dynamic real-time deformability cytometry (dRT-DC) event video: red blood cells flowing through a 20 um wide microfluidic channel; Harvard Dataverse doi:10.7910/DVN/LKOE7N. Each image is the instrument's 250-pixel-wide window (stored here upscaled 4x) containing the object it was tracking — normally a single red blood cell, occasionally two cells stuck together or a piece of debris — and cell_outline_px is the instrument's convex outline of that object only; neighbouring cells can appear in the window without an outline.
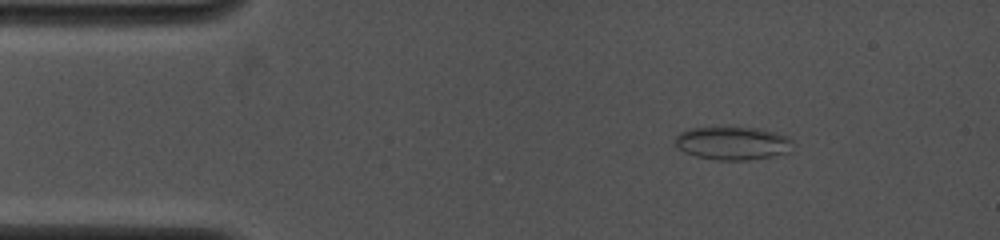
{"species": "common noctule bat (a hibernating species)", "species_latin": "Nyctalus noctula", "temperature_condition": "cold", "stored_images_in_passage": 34, "camera_frame_rate_fps": 4000, "um_per_image_px": 0.085, "animal": {"sex": "female", "body_mass_g": 19.0, "forearm_length_mm": 53.3}, "frame": {"image": 1, "passage_image": 1, "time_ms": 0.0, "image_size_px": [1000, 240], "cell_outline_px": [[792, 140], [788, 152], [772, 156], [748, 160], [716, 160], [696, 156], [684, 152], [676, 144], [676, 136], [680, 132], [688, 128], [724, 124], [756, 128], [776, 132], [788, 136]], "centroid_in_image_um": [62.23, 12.12], "position_along_channel_um": 22.8, "area_um2": 23.47}}
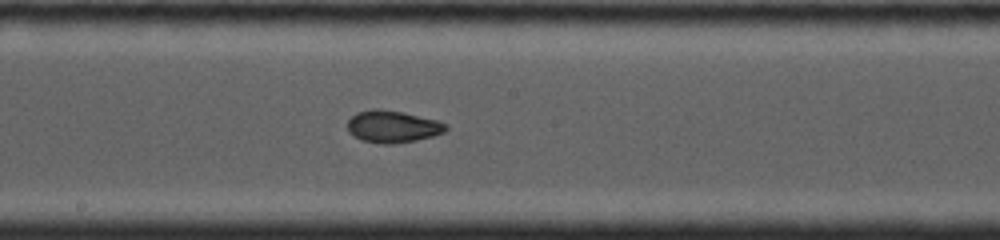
{"frame": {"image": 2, "passage_image": 16, "time_ms": 6.25, "image_size_px": [1000, 240], "cell_outline_px": [[448, 128], [444, 132], [432, 136], [416, 140], [392, 144], [384, 144], [360, 140], [348, 132], [348, 120], [356, 112], [372, 108], [376, 108], [404, 112], [436, 120], [448, 124]], "centroid_in_image_um": [33.36, 10.75], "position_along_channel_um": 214.8, "area_um2": 18.5}}
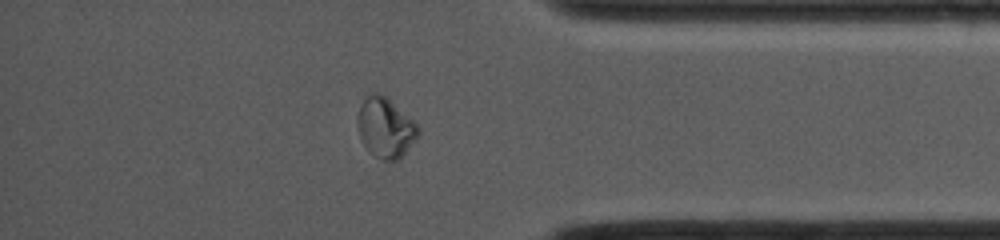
{"frame": {"image": 3, "passage_image": 26, "time_ms": 11.0, "image_size_px": [1000, 240], "cell_outline_px": [[420, 132], [404, 152], [396, 160], [380, 160], [368, 152], [364, 148], [360, 140], [356, 124], [356, 120], [360, 104], [372, 92], [376, 92], [384, 96], [412, 120], [420, 128]], "centroid_in_image_um": [32.68, 10.88], "position_along_channel_um": 402.5, "area_um2": 20.92}, "authors_computed_cell_mechanics": {"area_um2": 19.7098, "velocity_mm_per_s": 4.0864, "shape_relaxation_time_tau1_ms": null, "shape_relaxation_time_tau2_ms": 1.1434, "deformation_change_tau1": null, "deformation_change_tau2": 0.051}}